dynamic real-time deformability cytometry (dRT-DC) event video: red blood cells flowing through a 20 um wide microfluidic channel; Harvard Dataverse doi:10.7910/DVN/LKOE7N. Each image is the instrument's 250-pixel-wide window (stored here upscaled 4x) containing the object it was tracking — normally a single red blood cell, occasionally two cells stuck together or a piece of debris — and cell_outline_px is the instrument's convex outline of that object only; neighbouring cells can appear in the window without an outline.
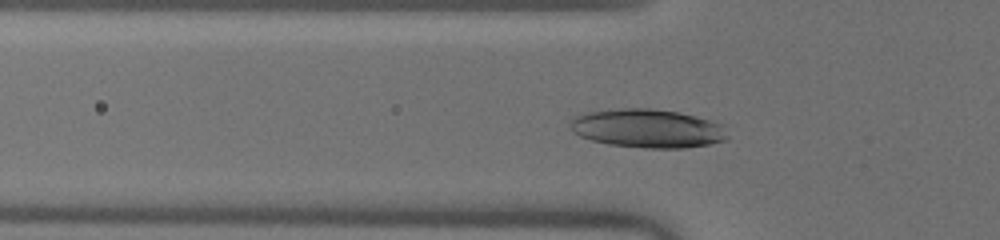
{"species": "human", "species_latin": "Homo sapiens", "temperature_condition": "warm", "stored_images_in_passage": 37, "camera_frame_rate_fps": 3000, "um_per_image_px": 0.085, "donor": {"sex": "male"}, "frame": {"image": 1, "passage_image": 8, "time_ms": 2.333, "image_size_px": [1000, 240], "cell_outline_px": [[728, 140], [708, 144], [684, 148], [644, 148], [608, 144], [592, 140], [580, 136], [572, 128], [572, 120], [576, 116], [588, 112], [624, 108], [648, 108], [676, 112], [696, 116], [724, 124], [728, 136]], "centroid_in_image_um": [55.12, 10.92], "position_along_channel_um": 70.7, "area_um2": 35.2}}
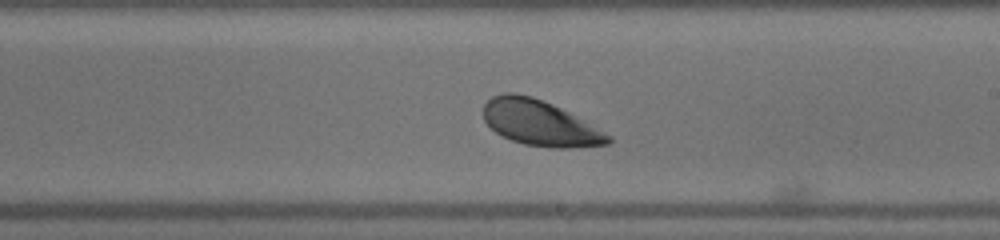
{"frame": {"image": 2, "passage_image": 21, "time_ms": 6.667, "image_size_px": [1000, 240], "cell_outline_px": [[612, 140], [608, 144], [568, 148], [552, 148], [524, 144], [512, 140], [496, 132], [484, 120], [484, 104], [492, 96], [504, 92], [512, 92], [532, 96], [552, 104], [568, 112], [612, 136]], "centroid_in_image_um": [45.87, 10.45], "position_along_channel_um": 243.1, "area_um2": 32.71}}
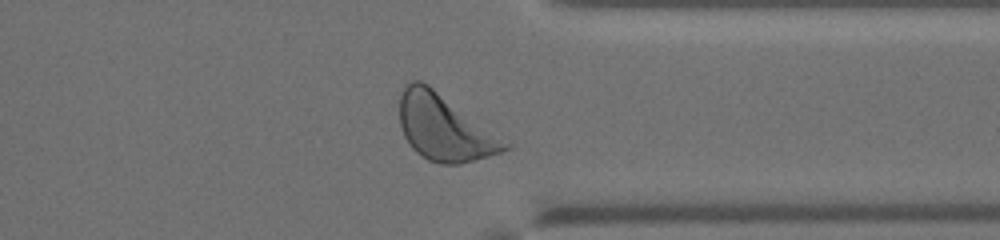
{"frame": {"image": 3, "passage_image": 31, "time_ms": 10.0, "image_size_px": [1000, 240], "cell_outline_px": [[512, 148], [488, 156], [460, 164], [440, 164], [428, 160], [416, 152], [412, 148], [404, 136], [400, 124], [400, 92], [412, 80], [420, 80], [428, 84], [512, 144]], "centroid_in_image_um": [37.78, 10.86], "position_along_channel_um": 373.6, "area_um2": 40.29}, "authors_computed_cell_mechanics": {"area_um2": 34.1598, "velocity_mm_per_s": 3.9894, "shape_relaxation_time_tau1_ms": 1.3862, "shape_relaxation_time_tau2_ms": null, "deformation_change_tau1": 0.1247, "deformation_change_tau2": null}}